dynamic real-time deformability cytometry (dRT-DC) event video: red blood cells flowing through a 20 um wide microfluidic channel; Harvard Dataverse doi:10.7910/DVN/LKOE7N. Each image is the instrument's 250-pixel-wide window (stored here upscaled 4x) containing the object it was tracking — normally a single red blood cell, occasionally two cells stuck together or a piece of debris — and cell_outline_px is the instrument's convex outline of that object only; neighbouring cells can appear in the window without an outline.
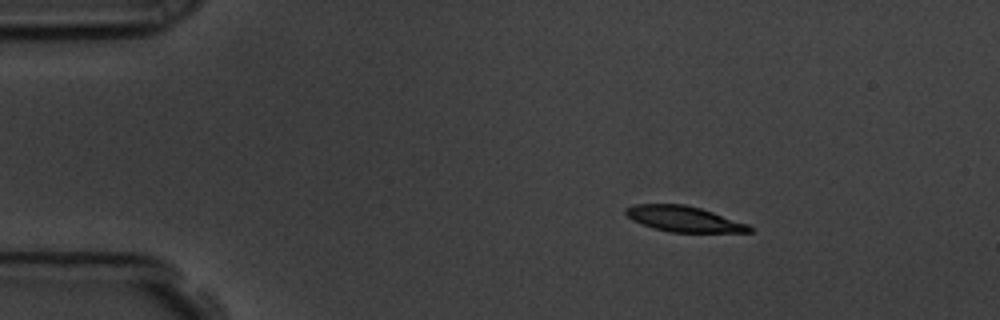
{"species": "common noctule bat (a hibernating species)", "species_latin": "Nyctalus noctula", "temperature_condition": "room temperature", "stored_images_in_passage": 49, "camera_frame_rate_fps": 3000, "um_per_image_px": 0.085, "animal": {"sex": "male", "body_mass_g": 19.5, "forearm_length_mm": 54.6}, "frame": {"image": 1, "passage_image": 1, "time_ms": 0.0, "image_size_px": [1000, 320], "cell_outline_px": [[752, 232], [668, 232], [652, 228], [632, 220], [624, 212], [624, 208], [636, 204], [684, 204], [700, 208], [748, 224], [752, 228]], "centroid_in_image_um": [58.09, 18.61], "position_along_channel_um": 26.9, "area_um2": 18.38}}
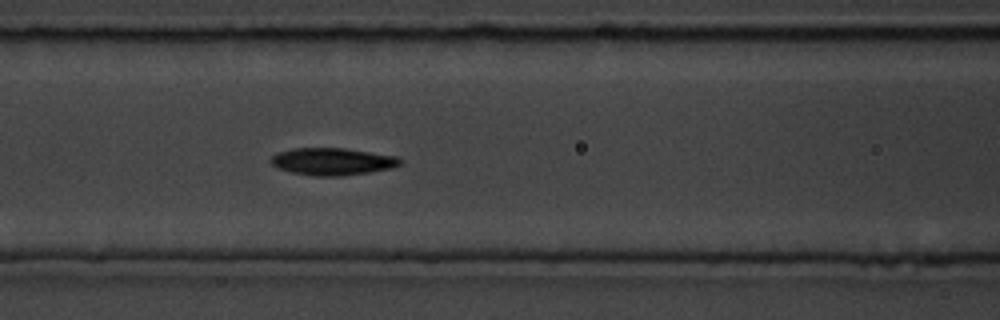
{"frame": {"image": 2, "passage_image": 16, "time_ms": 5.0, "image_size_px": [1000, 320], "cell_outline_px": [[404, 164], [392, 168], [344, 176], [312, 176], [292, 172], [276, 168], [268, 160], [276, 152], [292, 148], [344, 148], [400, 156], [404, 160]], "centroid_in_image_um": [28.29, 13.72], "position_along_channel_um": 138.3, "area_um2": 20.98}}
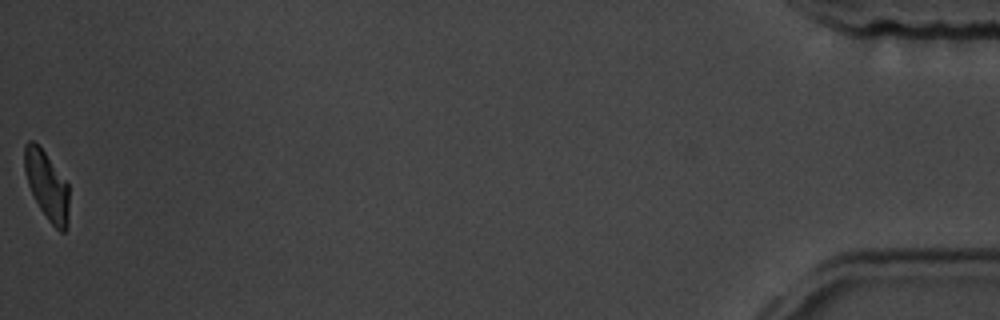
{"frame": {"image": 3, "passage_image": 49, "time_ms": 16.0, "image_size_px": [1000, 320], "cell_outline_px": [[68, 224], [64, 232], [60, 232], [48, 220], [40, 208], [28, 184], [24, 168], [24, 144], [28, 140], [32, 140], [44, 152], [68, 184]], "centroid_in_image_um": [3.98, 15.78], "position_along_channel_um": 431.2, "area_um2": 17.4}, "authors_computed_cell_mechanics": {"area_um2": 20.0566, "velocity_mm_per_s": 3.5651, "shape_relaxation_time_tau1_ms": 3.2089, "shape_relaxation_time_tau2_ms": 2.2312, "deformation_change_tau1": 0.1345, "deformation_change_tau2": 0.0726}}